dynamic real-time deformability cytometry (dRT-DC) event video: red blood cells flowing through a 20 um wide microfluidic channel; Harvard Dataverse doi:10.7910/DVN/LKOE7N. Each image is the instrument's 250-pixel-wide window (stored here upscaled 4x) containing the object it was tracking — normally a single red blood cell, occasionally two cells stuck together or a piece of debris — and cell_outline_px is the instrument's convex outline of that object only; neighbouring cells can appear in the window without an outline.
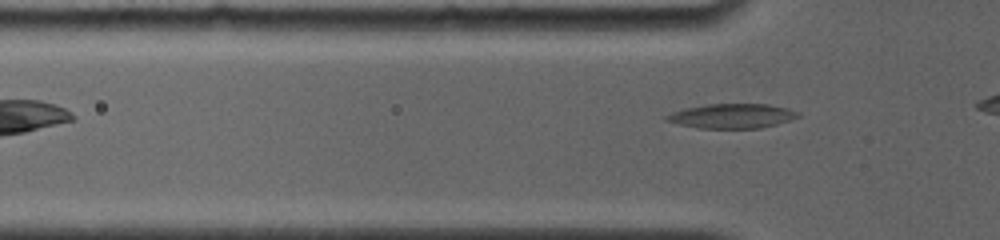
{"species": "common noctule bat (a hibernating species)", "species_latin": "Nyctalus noctula", "temperature_condition": "room temperature", "stored_images_in_passage": 26, "camera_frame_rate_fps": 4000, "um_per_image_px": 0.085, "animal": {"sex": "female", "body_mass_g": 19.0, "forearm_length_mm": 56.7}, "frame": {"image": 1, "passage_image": 6, "time_ms": 1.0, "image_size_px": [1000, 240], "cell_outline_px": [[800, 116], [792, 120], [760, 128], [700, 128], [680, 124], [664, 120], [664, 116], [672, 112], [684, 108], [704, 104], [768, 104], [788, 108], [800, 112]], "centroid_in_image_um": [62.23, 9.85], "position_along_channel_um": 63.6, "area_um2": 18.9}}
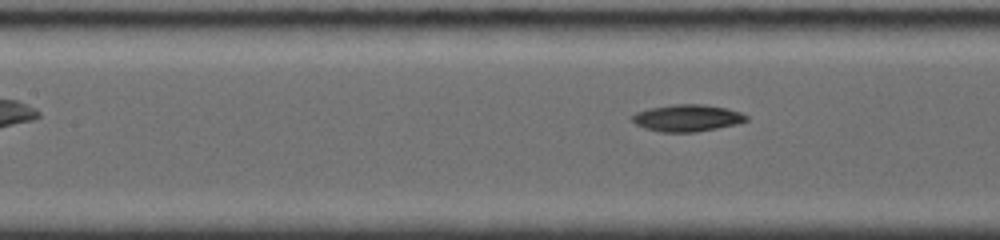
{"frame": {"image": 2, "passage_image": 16, "time_ms": 3.25, "image_size_px": [1000, 240], "cell_outline_px": [[748, 120], [736, 124], [696, 132], [660, 132], [644, 128], [636, 124], [628, 116], [636, 112], [648, 108], [672, 104], [700, 104], [728, 108], [740, 112], [748, 116]], "centroid_in_image_um": [58.37, 10.02], "position_along_channel_um": 149.0, "area_um2": 18.03}}
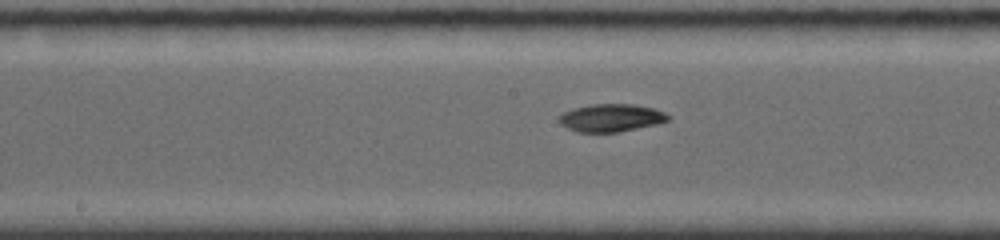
{"frame": {"image": 3, "passage_image": 22, "time_ms": 4.5, "image_size_px": [1000, 240], "cell_outline_px": [[672, 120], [656, 124], [620, 132], [576, 132], [560, 124], [560, 116], [564, 112], [572, 108], [592, 104], [632, 104], [652, 108], [664, 112]], "centroid_in_image_um": [51.95, 10.02], "position_along_channel_um": 196.3, "area_um2": 17.57}}